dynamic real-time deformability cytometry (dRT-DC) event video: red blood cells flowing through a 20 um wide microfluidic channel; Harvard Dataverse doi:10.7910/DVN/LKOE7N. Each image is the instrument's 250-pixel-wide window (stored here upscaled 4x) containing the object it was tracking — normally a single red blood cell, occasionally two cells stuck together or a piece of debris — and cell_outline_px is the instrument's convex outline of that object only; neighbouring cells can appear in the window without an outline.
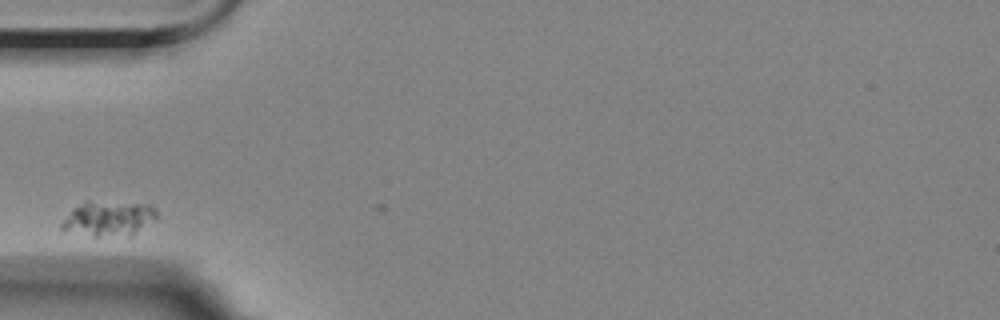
{"species": "Egyptian fruit bat (a non-hibernating species)", "species_latin": "Rousettus aegyptiacus", "temperature_condition": "room temperature", "stored_images_in_passage": 9, "camera_frame_rate_fps": 3000, "um_per_image_px": 0.085, "animal": {"sex": "female"}, "frame": {"image": 1, "passage_image": 1, "time_ms": 0.0, "image_size_px": [1000, 320], "cell_outline_px": [[156, 220], [132, 236], [92, 236], [60, 228], [60, 224], [72, 208], [88, 200], [152, 204], [156, 208]], "centroid_in_image_um": [9.28, 18.56], "position_along_channel_um": 75.7, "area_um2": 19.71}}
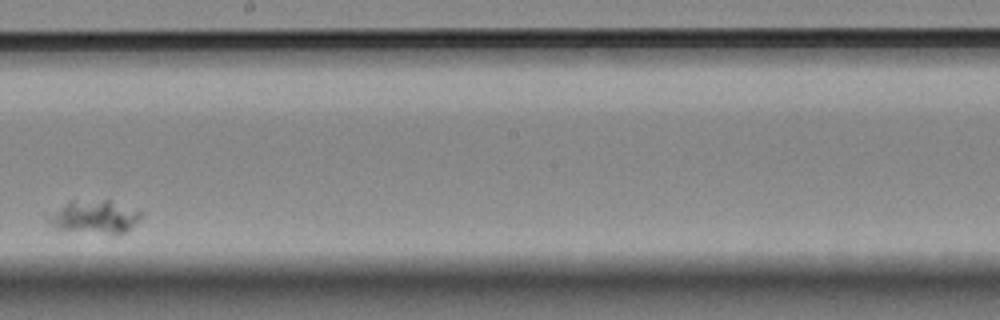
{"frame": {"image": 2, "passage_image": 6, "time_ms": 5.667, "image_size_px": [1000, 320], "cell_outline_px": [[140, 216], [124, 232], [108, 232], [60, 228], [52, 224], [48, 220], [48, 216], [64, 204], [72, 200], [108, 200], [140, 208]], "centroid_in_image_um": [8.08, 18.35], "position_along_channel_um": 240.1, "area_um2": 16.82}}
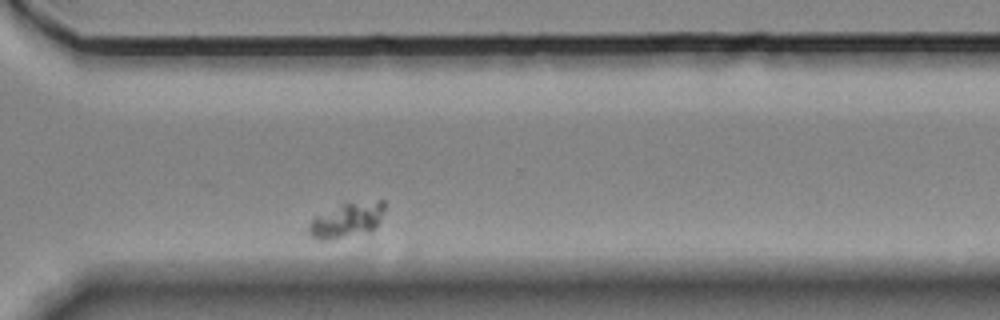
{"frame": {"image": 3, "passage_image": 9, "time_ms": 9.0, "image_size_px": [1000, 320], "cell_outline_px": [[384, 208], [380, 220], [376, 228], [372, 232], [332, 240], [316, 240], [308, 236], [304, 228], [316, 216], [340, 204], [380, 200], [384, 200]], "centroid_in_image_um": [29.43, 18.76], "position_along_channel_um": 341.2, "area_um2": 15.9}}